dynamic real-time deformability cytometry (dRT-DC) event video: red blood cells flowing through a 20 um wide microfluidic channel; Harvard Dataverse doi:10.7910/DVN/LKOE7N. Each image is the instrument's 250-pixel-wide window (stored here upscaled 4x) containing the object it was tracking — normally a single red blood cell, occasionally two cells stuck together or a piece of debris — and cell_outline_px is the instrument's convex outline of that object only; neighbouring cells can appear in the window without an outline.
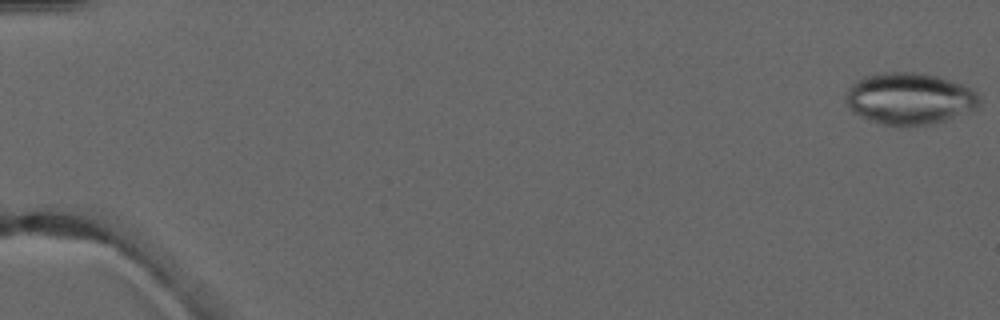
{"species": "common noctule bat (a hibernating species)", "species_latin": "Nyctalus noctula", "temperature_condition": "warm", "stored_images_in_passage": 5, "camera_frame_rate_fps": 3000, "um_per_image_px": 0.085, "animal": {"sex": "male", "forearm_length_mm": 52.5}, "frame": {"image": 1, "passage_image": 1, "time_ms": 0.0, "image_size_px": [1000, 320], "cell_outline_px": [[980, 104], [976, 112], [928, 124], [900, 128], [884, 124], [860, 116], [852, 112], [848, 104], [848, 88], [856, 80], [864, 76], [884, 72], [920, 72], [940, 76], [964, 84], [972, 88], [980, 96]], "centroid_in_image_um": [77.4, 8.38], "position_along_channel_um": 7.6, "area_um2": 40.98}}